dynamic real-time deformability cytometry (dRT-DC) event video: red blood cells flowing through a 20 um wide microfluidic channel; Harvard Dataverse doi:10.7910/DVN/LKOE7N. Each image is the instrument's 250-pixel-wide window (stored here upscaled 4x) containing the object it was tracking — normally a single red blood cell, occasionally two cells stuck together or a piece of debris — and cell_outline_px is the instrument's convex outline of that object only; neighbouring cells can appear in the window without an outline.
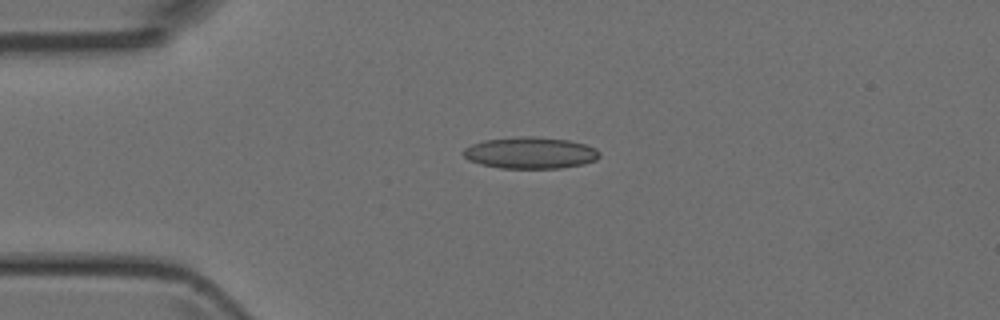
{"species": "Egyptian fruit bat (a non-hibernating species)", "species_latin": "Rousettus aegyptiacus", "temperature_condition": "room temperature", "stored_images_in_passage": 39, "camera_frame_rate_fps": 3000, "um_per_image_px": 0.085, "animal": {"sex": "female"}, "frame": {"image": 1, "passage_image": 1, "time_ms": 0.0, "image_size_px": [1000, 320], "cell_outline_px": [[600, 156], [596, 160], [584, 164], [560, 168], [500, 168], [480, 164], [468, 160], [460, 152], [464, 148], [472, 144], [484, 140], [520, 136], [536, 136], [568, 140], [584, 144], [596, 148], [600, 152]], "centroid_in_image_um": [45.06, 12.99], "position_along_channel_um": 39.9, "area_um2": 25.26}}
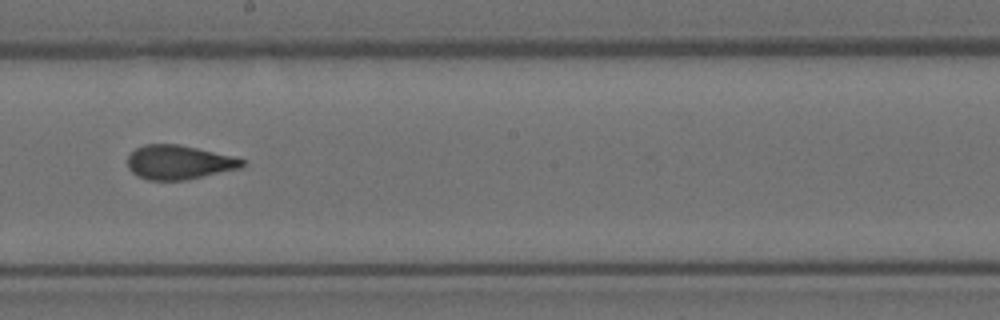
{"frame": {"image": 2, "passage_image": 17, "time_ms": 5.333, "image_size_px": [1000, 320], "cell_outline_px": [[244, 164], [240, 168], [184, 180], [148, 180], [136, 176], [128, 168], [128, 156], [136, 148], [144, 144], [180, 144], [232, 156], [244, 160]], "centroid_in_image_um": [15.16, 13.79], "position_along_channel_um": 233.0, "area_um2": 22.66}}
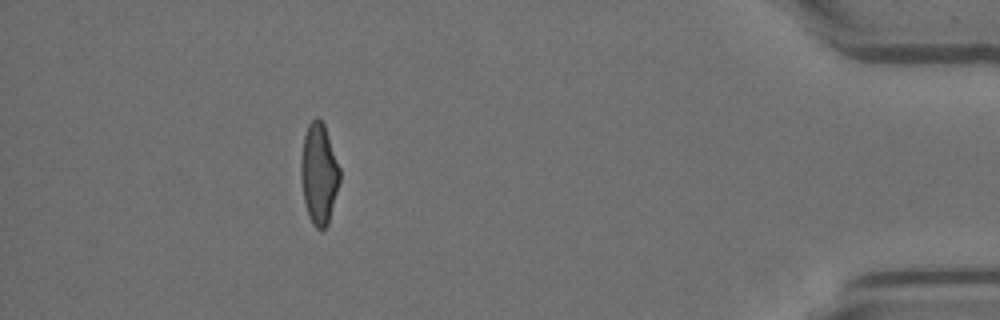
{"frame": {"image": 3, "passage_image": 34, "time_ms": 11.0, "image_size_px": [1000, 320], "cell_outline_px": [[340, 180], [328, 224], [324, 228], [316, 228], [312, 224], [308, 216], [304, 200], [300, 176], [300, 160], [304, 136], [308, 124], [316, 116], [324, 124], [340, 168]], "centroid_in_image_um": [27.1, 14.76], "position_along_channel_um": 408.1, "area_um2": 22.77}}